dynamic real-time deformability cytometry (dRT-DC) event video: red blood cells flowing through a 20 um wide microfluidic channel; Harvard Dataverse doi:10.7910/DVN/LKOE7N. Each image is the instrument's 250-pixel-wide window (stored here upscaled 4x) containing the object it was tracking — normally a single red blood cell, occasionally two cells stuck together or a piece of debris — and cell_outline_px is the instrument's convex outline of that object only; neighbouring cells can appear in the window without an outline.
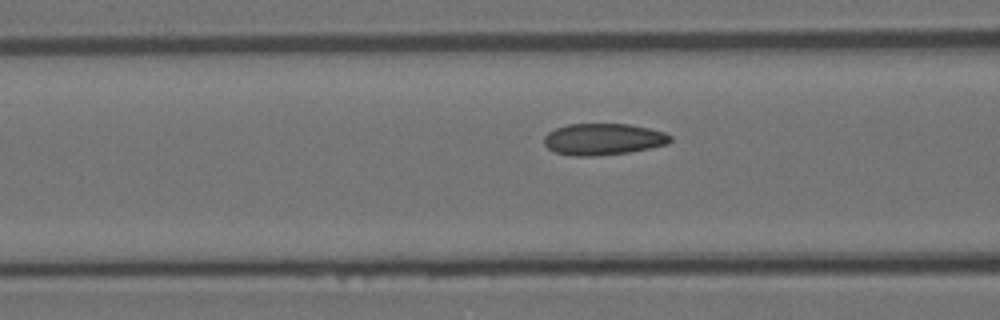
{"species": "Egyptian fruit bat (a non-hibernating species)", "species_latin": "Rousettus aegyptiacus", "temperature_condition": "room temperature", "stored_images_in_passage": 6, "camera_frame_rate_fps": 3000, "um_per_image_px": 0.085, "animal": {"sex": "female"}, "frame": {"image": 1, "passage_image": 6, "time_ms": 5.667, "image_size_px": [1000, 320], "cell_outline_px": [[672, 140], [668, 144], [652, 148], [628, 152], [592, 156], [576, 156], [556, 152], [548, 148], [544, 144], [544, 136], [548, 132], [556, 128], [568, 124], [628, 124], [648, 128], [664, 132], [672, 136]], "centroid_in_image_um": [51.29, 11.83], "position_along_channel_um": 115.3, "area_um2": 23.18}}